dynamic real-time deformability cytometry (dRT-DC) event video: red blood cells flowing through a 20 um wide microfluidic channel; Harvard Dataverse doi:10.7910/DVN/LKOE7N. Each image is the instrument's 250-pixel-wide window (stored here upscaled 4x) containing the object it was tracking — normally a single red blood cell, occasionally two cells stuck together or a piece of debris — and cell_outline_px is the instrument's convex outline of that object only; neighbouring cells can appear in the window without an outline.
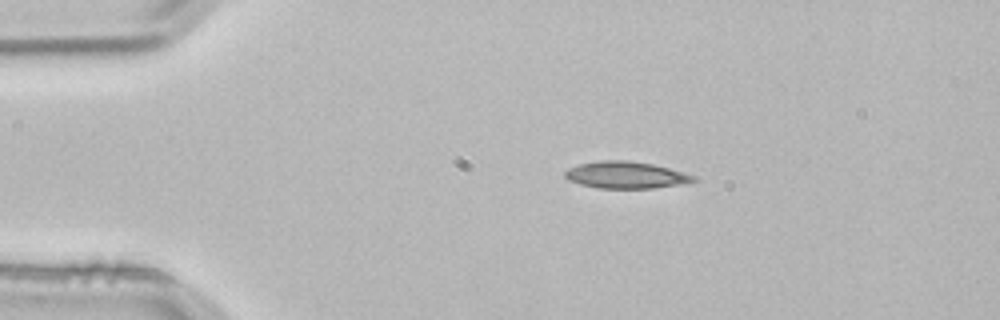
{"species": "common noctule bat (a hibernating species)", "species_latin": "Nyctalus noctula", "temperature_condition": "room temperature", "stored_images_in_passage": 2, "camera_frame_rate_fps": 3000, "um_per_image_px": 0.085, "animal": {"sex": "male", "body_mass_g": 21.5, "forearm_length_mm": 52.0}, "frame": {"image": 1, "passage_image": 1, "time_ms": 0.0, "image_size_px": [1000, 320], "cell_outline_px": [[700, 180], [684, 184], [652, 188], [596, 188], [580, 184], [568, 180], [564, 176], [564, 172], [568, 168], [580, 164], [600, 160], [628, 160], [652, 164], [684, 172], [696, 176]], "centroid_in_image_um": [53.22, 14.88], "position_along_channel_um": 31.8, "area_um2": 20.29}}